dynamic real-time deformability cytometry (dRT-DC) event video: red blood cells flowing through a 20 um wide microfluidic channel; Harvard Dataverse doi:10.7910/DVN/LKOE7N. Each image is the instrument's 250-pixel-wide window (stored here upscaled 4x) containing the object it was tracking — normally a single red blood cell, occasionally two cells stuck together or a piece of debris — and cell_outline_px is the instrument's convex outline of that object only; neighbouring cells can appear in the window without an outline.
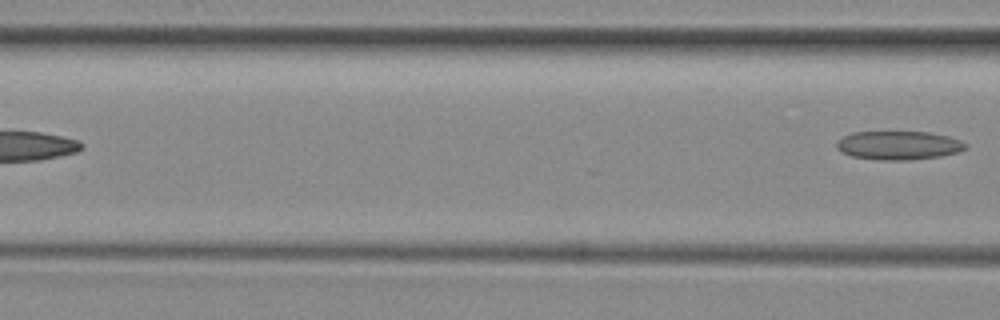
{"species": "common noctule bat (a hibernating species)", "species_latin": "Nyctalus noctula", "temperature_condition": "room temperature", "stored_images_in_passage": 5, "camera_frame_rate_fps": 3000, "um_per_image_px": 0.085, "animal": {"sex": "female", "body_mass_g": 29.2, "forearm_length_mm": 56.3}, "frame": {"image": 1, "passage_image": 5, "time_ms": 5.0, "image_size_px": [1000, 320], "cell_outline_px": [[968, 144], [964, 148], [956, 152], [940, 156], [908, 160], [880, 160], [852, 156], [840, 152], [836, 148], [836, 140], [852, 132], [928, 132], [948, 136], [960, 140]], "centroid_in_image_um": [76.33, 12.35], "position_along_channel_um": 90.3, "area_um2": 21.5}}